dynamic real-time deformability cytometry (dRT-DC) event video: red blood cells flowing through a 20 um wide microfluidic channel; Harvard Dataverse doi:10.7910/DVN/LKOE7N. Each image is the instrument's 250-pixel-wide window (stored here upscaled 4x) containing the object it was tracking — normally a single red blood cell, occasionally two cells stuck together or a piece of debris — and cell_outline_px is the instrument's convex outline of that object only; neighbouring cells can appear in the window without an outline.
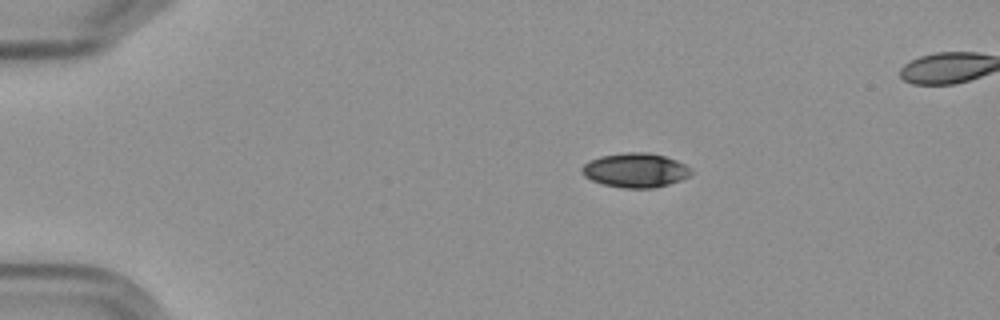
{"species": "Egyptian fruit bat (a non-hibernating species)", "species_latin": "Rousettus aegyptiacus", "temperature_condition": "cold", "stored_images_in_passage": 4, "segment_of_instrument_passage": [1, 2], "camera_frame_rate_fps": 3000, "um_per_image_px": 0.085, "frame": {"image": 1, "passage_image": 1, "time_ms": 0.0, "image_size_px": [1000, 320], "cell_outline_px": [[692, 172], [688, 176], [680, 180], [656, 188], [624, 188], [604, 184], [592, 180], [584, 176], [580, 172], [580, 168], [588, 160], [600, 156], [624, 152], [648, 152], [664, 156], [676, 160], [692, 168]], "centroid_in_image_um": [53.98, 14.46], "position_along_channel_um": 31.0, "area_um2": 21.96}}